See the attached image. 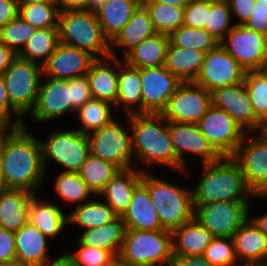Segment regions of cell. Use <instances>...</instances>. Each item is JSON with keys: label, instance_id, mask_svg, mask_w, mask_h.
<instances>
[{"label": "cell", "instance_id": "6da1fadb", "mask_svg": "<svg viewBox=\"0 0 267 266\" xmlns=\"http://www.w3.org/2000/svg\"><path fill=\"white\" fill-rule=\"evenodd\" d=\"M40 142L25 124L5 138L1 175L5 189H24L35 195L45 173Z\"/></svg>", "mask_w": 267, "mask_h": 266}, {"label": "cell", "instance_id": "7a4b0ae2", "mask_svg": "<svg viewBox=\"0 0 267 266\" xmlns=\"http://www.w3.org/2000/svg\"><path fill=\"white\" fill-rule=\"evenodd\" d=\"M129 128L132 129L133 156L147 167L162 165L179 171V162L175 155L168 133V121L161 114L127 115Z\"/></svg>", "mask_w": 267, "mask_h": 266}, {"label": "cell", "instance_id": "3957f363", "mask_svg": "<svg viewBox=\"0 0 267 266\" xmlns=\"http://www.w3.org/2000/svg\"><path fill=\"white\" fill-rule=\"evenodd\" d=\"M204 173L192 189L193 205L218 201H250L253 194L248 190L239 165L231 156L203 164Z\"/></svg>", "mask_w": 267, "mask_h": 266}, {"label": "cell", "instance_id": "277c9868", "mask_svg": "<svg viewBox=\"0 0 267 266\" xmlns=\"http://www.w3.org/2000/svg\"><path fill=\"white\" fill-rule=\"evenodd\" d=\"M59 43L90 52L96 58L111 56L110 42L105 37L96 13L89 10L60 11Z\"/></svg>", "mask_w": 267, "mask_h": 266}, {"label": "cell", "instance_id": "5b68a950", "mask_svg": "<svg viewBox=\"0 0 267 266\" xmlns=\"http://www.w3.org/2000/svg\"><path fill=\"white\" fill-rule=\"evenodd\" d=\"M142 183L148 188L163 229L173 232L194 218L192 190L166 182L146 170L142 172Z\"/></svg>", "mask_w": 267, "mask_h": 266}, {"label": "cell", "instance_id": "8992f818", "mask_svg": "<svg viewBox=\"0 0 267 266\" xmlns=\"http://www.w3.org/2000/svg\"><path fill=\"white\" fill-rule=\"evenodd\" d=\"M118 258L138 266H171L172 232L126 229Z\"/></svg>", "mask_w": 267, "mask_h": 266}, {"label": "cell", "instance_id": "52a82bcc", "mask_svg": "<svg viewBox=\"0 0 267 266\" xmlns=\"http://www.w3.org/2000/svg\"><path fill=\"white\" fill-rule=\"evenodd\" d=\"M41 76L42 65L18 56L2 74L10 105L23 119L35 106Z\"/></svg>", "mask_w": 267, "mask_h": 266}, {"label": "cell", "instance_id": "ba28073f", "mask_svg": "<svg viewBox=\"0 0 267 266\" xmlns=\"http://www.w3.org/2000/svg\"><path fill=\"white\" fill-rule=\"evenodd\" d=\"M44 168L51 159L65 168L64 171L78 172L86 158L90 155L87 134L79 130L54 131L49 139L40 142Z\"/></svg>", "mask_w": 267, "mask_h": 266}, {"label": "cell", "instance_id": "9c48e42d", "mask_svg": "<svg viewBox=\"0 0 267 266\" xmlns=\"http://www.w3.org/2000/svg\"><path fill=\"white\" fill-rule=\"evenodd\" d=\"M248 134L251 132L245 134L231 157L239 165L253 196L267 198V138L259 132V135L250 139Z\"/></svg>", "mask_w": 267, "mask_h": 266}, {"label": "cell", "instance_id": "30bf717a", "mask_svg": "<svg viewBox=\"0 0 267 266\" xmlns=\"http://www.w3.org/2000/svg\"><path fill=\"white\" fill-rule=\"evenodd\" d=\"M115 119L101 129L87 134L90 154L111 162L120 169L134 167L132 133ZM133 159V160H132Z\"/></svg>", "mask_w": 267, "mask_h": 266}, {"label": "cell", "instance_id": "8fae6325", "mask_svg": "<svg viewBox=\"0 0 267 266\" xmlns=\"http://www.w3.org/2000/svg\"><path fill=\"white\" fill-rule=\"evenodd\" d=\"M250 201L194 205V218L214 237H230L248 220Z\"/></svg>", "mask_w": 267, "mask_h": 266}, {"label": "cell", "instance_id": "7c38bea8", "mask_svg": "<svg viewBox=\"0 0 267 266\" xmlns=\"http://www.w3.org/2000/svg\"><path fill=\"white\" fill-rule=\"evenodd\" d=\"M246 71L267 69V36L234 25L219 43Z\"/></svg>", "mask_w": 267, "mask_h": 266}, {"label": "cell", "instance_id": "4fadbf2b", "mask_svg": "<svg viewBox=\"0 0 267 266\" xmlns=\"http://www.w3.org/2000/svg\"><path fill=\"white\" fill-rule=\"evenodd\" d=\"M246 70L218 44L205 53L200 72L194 83L210 93L215 89L243 82Z\"/></svg>", "mask_w": 267, "mask_h": 266}, {"label": "cell", "instance_id": "5bb4252c", "mask_svg": "<svg viewBox=\"0 0 267 266\" xmlns=\"http://www.w3.org/2000/svg\"><path fill=\"white\" fill-rule=\"evenodd\" d=\"M211 105L209 91L194 82H182L161 115L168 122L197 124Z\"/></svg>", "mask_w": 267, "mask_h": 266}, {"label": "cell", "instance_id": "9a60e30c", "mask_svg": "<svg viewBox=\"0 0 267 266\" xmlns=\"http://www.w3.org/2000/svg\"><path fill=\"white\" fill-rule=\"evenodd\" d=\"M202 134L222 156H232L246 132L225 111L211 105L197 123Z\"/></svg>", "mask_w": 267, "mask_h": 266}, {"label": "cell", "instance_id": "2e32d148", "mask_svg": "<svg viewBox=\"0 0 267 266\" xmlns=\"http://www.w3.org/2000/svg\"><path fill=\"white\" fill-rule=\"evenodd\" d=\"M168 133L181 172L186 171L184 152L201 157L202 164L218 161L222 157L202 134L198 124L168 122Z\"/></svg>", "mask_w": 267, "mask_h": 266}, {"label": "cell", "instance_id": "e0dca14e", "mask_svg": "<svg viewBox=\"0 0 267 266\" xmlns=\"http://www.w3.org/2000/svg\"><path fill=\"white\" fill-rule=\"evenodd\" d=\"M142 114H161L182 83L164 66L141 68Z\"/></svg>", "mask_w": 267, "mask_h": 266}, {"label": "cell", "instance_id": "ac0fdd59", "mask_svg": "<svg viewBox=\"0 0 267 266\" xmlns=\"http://www.w3.org/2000/svg\"><path fill=\"white\" fill-rule=\"evenodd\" d=\"M212 105L225 111L247 133L260 131L262 123L256 118L244 82L221 87L211 92Z\"/></svg>", "mask_w": 267, "mask_h": 266}, {"label": "cell", "instance_id": "d6986e66", "mask_svg": "<svg viewBox=\"0 0 267 266\" xmlns=\"http://www.w3.org/2000/svg\"><path fill=\"white\" fill-rule=\"evenodd\" d=\"M40 82L35 106L29 116L37 122L61 118L72 112V94L69 79L48 78Z\"/></svg>", "mask_w": 267, "mask_h": 266}, {"label": "cell", "instance_id": "ffe728a7", "mask_svg": "<svg viewBox=\"0 0 267 266\" xmlns=\"http://www.w3.org/2000/svg\"><path fill=\"white\" fill-rule=\"evenodd\" d=\"M97 58L90 52L59 43L42 65L43 75L53 79H72L86 75Z\"/></svg>", "mask_w": 267, "mask_h": 266}, {"label": "cell", "instance_id": "44dd1931", "mask_svg": "<svg viewBox=\"0 0 267 266\" xmlns=\"http://www.w3.org/2000/svg\"><path fill=\"white\" fill-rule=\"evenodd\" d=\"M232 239L235 257L241 266H267V236L254 225L250 216Z\"/></svg>", "mask_w": 267, "mask_h": 266}, {"label": "cell", "instance_id": "7402d4cb", "mask_svg": "<svg viewBox=\"0 0 267 266\" xmlns=\"http://www.w3.org/2000/svg\"><path fill=\"white\" fill-rule=\"evenodd\" d=\"M144 170L138 168L136 171L134 167L120 169L98 194L105 198L118 216H122L130 205L134 189L142 182Z\"/></svg>", "mask_w": 267, "mask_h": 266}, {"label": "cell", "instance_id": "603a6c76", "mask_svg": "<svg viewBox=\"0 0 267 266\" xmlns=\"http://www.w3.org/2000/svg\"><path fill=\"white\" fill-rule=\"evenodd\" d=\"M121 218L126 229L148 231L163 229L148 188L142 182L134 189L130 205Z\"/></svg>", "mask_w": 267, "mask_h": 266}, {"label": "cell", "instance_id": "cb8c5ba5", "mask_svg": "<svg viewBox=\"0 0 267 266\" xmlns=\"http://www.w3.org/2000/svg\"><path fill=\"white\" fill-rule=\"evenodd\" d=\"M115 64L117 57L97 58L86 74L92 98L108 102L113 106L116 104L118 93V70L113 68Z\"/></svg>", "mask_w": 267, "mask_h": 266}, {"label": "cell", "instance_id": "d4e9b609", "mask_svg": "<svg viewBox=\"0 0 267 266\" xmlns=\"http://www.w3.org/2000/svg\"><path fill=\"white\" fill-rule=\"evenodd\" d=\"M15 234L16 258L26 266H41L48 260V237L27 222Z\"/></svg>", "mask_w": 267, "mask_h": 266}, {"label": "cell", "instance_id": "484cf974", "mask_svg": "<svg viewBox=\"0 0 267 266\" xmlns=\"http://www.w3.org/2000/svg\"><path fill=\"white\" fill-rule=\"evenodd\" d=\"M214 236L195 218L172 232L173 256H202Z\"/></svg>", "mask_w": 267, "mask_h": 266}, {"label": "cell", "instance_id": "4316f807", "mask_svg": "<svg viewBox=\"0 0 267 266\" xmlns=\"http://www.w3.org/2000/svg\"><path fill=\"white\" fill-rule=\"evenodd\" d=\"M169 44V35L157 32L129 50L122 60L139 69L164 66Z\"/></svg>", "mask_w": 267, "mask_h": 266}, {"label": "cell", "instance_id": "83f0119b", "mask_svg": "<svg viewBox=\"0 0 267 266\" xmlns=\"http://www.w3.org/2000/svg\"><path fill=\"white\" fill-rule=\"evenodd\" d=\"M118 69V93L114 107L120 108L122 105L126 115L142 114V84L140 69L127 65L117 57ZM120 104V105H119ZM139 105L138 109L134 106Z\"/></svg>", "mask_w": 267, "mask_h": 266}, {"label": "cell", "instance_id": "f1b7e54d", "mask_svg": "<svg viewBox=\"0 0 267 266\" xmlns=\"http://www.w3.org/2000/svg\"><path fill=\"white\" fill-rule=\"evenodd\" d=\"M33 193L24 189H4L0 193V225L16 232L28 222V208Z\"/></svg>", "mask_w": 267, "mask_h": 266}, {"label": "cell", "instance_id": "f546056e", "mask_svg": "<svg viewBox=\"0 0 267 266\" xmlns=\"http://www.w3.org/2000/svg\"><path fill=\"white\" fill-rule=\"evenodd\" d=\"M28 222L49 238L57 236L68 224V215L52 202L31 198L28 208Z\"/></svg>", "mask_w": 267, "mask_h": 266}, {"label": "cell", "instance_id": "4dcf8cb0", "mask_svg": "<svg viewBox=\"0 0 267 266\" xmlns=\"http://www.w3.org/2000/svg\"><path fill=\"white\" fill-rule=\"evenodd\" d=\"M154 29L150 16L146 8L141 4L133 13L129 22L117 34V36L110 42L111 56L117 57L112 47H120L122 49V56L129 50L144 41L146 38L154 35ZM114 45V46H113Z\"/></svg>", "mask_w": 267, "mask_h": 266}, {"label": "cell", "instance_id": "1f68e13d", "mask_svg": "<svg viewBox=\"0 0 267 266\" xmlns=\"http://www.w3.org/2000/svg\"><path fill=\"white\" fill-rule=\"evenodd\" d=\"M142 0H108L97 12L105 37L111 42L129 22Z\"/></svg>", "mask_w": 267, "mask_h": 266}, {"label": "cell", "instance_id": "d6a6232c", "mask_svg": "<svg viewBox=\"0 0 267 266\" xmlns=\"http://www.w3.org/2000/svg\"><path fill=\"white\" fill-rule=\"evenodd\" d=\"M126 227L118 216L114 221L102 226L82 231L77 240L84 246L109 250L118 257L123 245Z\"/></svg>", "mask_w": 267, "mask_h": 266}, {"label": "cell", "instance_id": "836d02e7", "mask_svg": "<svg viewBox=\"0 0 267 266\" xmlns=\"http://www.w3.org/2000/svg\"><path fill=\"white\" fill-rule=\"evenodd\" d=\"M205 52L192 48H180L169 44L164 67L181 82H194L198 76Z\"/></svg>", "mask_w": 267, "mask_h": 266}, {"label": "cell", "instance_id": "e575fe53", "mask_svg": "<svg viewBox=\"0 0 267 266\" xmlns=\"http://www.w3.org/2000/svg\"><path fill=\"white\" fill-rule=\"evenodd\" d=\"M67 215L68 224H76L85 230L110 223L118 217L105 201L99 199L86 201Z\"/></svg>", "mask_w": 267, "mask_h": 266}, {"label": "cell", "instance_id": "d590c367", "mask_svg": "<svg viewBox=\"0 0 267 266\" xmlns=\"http://www.w3.org/2000/svg\"><path fill=\"white\" fill-rule=\"evenodd\" d=\"M59 44L58 27L37 28L26 42L18 57L43 65ZM39 58L41 59L38 62Z\"/></svg>", "mask_w": 267, "mask_h": 266}, {"label": "cell", "instance_id": "8d00e7d4", "mask_svg": "<svg viewBox=\"0 0 267 266\" xmlns=\"http://www.w3.org/2000/svg\"><path fill=\"white\" fill-rule=\"evenodd\" d=\"M119 170L120 168L115 164L90 154L82 164L78 174L96 196Z\"/></svg>", "mask_w": 267, "mask_h": 266}, {"label": "cell", "instance_id": "74e56055", "mask_svg": "<svg viewBox=\"0 0 267 266\" xmlns=\"http://www.w3.org/2000/svg\"><path fill=\"white\" fill-rule=\"evenodd\" d=\"M142 5L148 11L156 32L170 35L183 26L184 7L146 0H142Z\"/></svg>", "mask_w": 267, "mask_h": 266}, {"label": "cell", "instance_id": "f35d334b", "mask_svg": "<svg viewBox=\"0 0 267 266\" xmlns=\"http://www.w3.org/2000/svg\"><path fill=\"white\" fill-rule=\"evenodd\" d=\"M111 105L108 102L93 98L87 101L76 111L81 125H83L77 130L83 134H89L110 124L115 119L111 114Z\"/></svg>", "mask_w": 267, "mask_h": 266}, {"label": "cell", "instance_id": "ab89813d", "mask_svg": "<svg viewBox=\"0 0 267 266\" xmlns=\"http://www.w3.org/2000/svg\"><path fill=\"white\" fill-rule=\"evenodd\" d=\"M243 82L248 91L255 116L263 124L267 121V69L246 71Z\"/></svg>", "mask_w": 267, "mask_h": 266}, {"label": "cell", "instance_id": "60d3db41", "mask_svg": "<svg viewBox=\"0 0 267 266\" xmlns=\"http://www.w3.org/2000/svg\"><path fill=\"white\" fill-rule=\"evenodd\" d=\"M55 192L69 204H75L77 202L76 206L83 204L84 201H89L87 197L93 194L78 172L68 171H63L57 177Z\"/></svg>", "mask_w": 267, "mask_h": 266}, {"label": "cell", "instance_id": "b9f144b4", "mask_svg": "<svg viewBox=\"0 0 267 266\" xmlns=\"http://www.w3.org/2000/svg\"><path fill=\"white\" fill-rule=\"evenodd\" d=\"M59 12L55 0L18 6V15L36 28L58 27Z\"/></svg>", "mask_w": 267, "mask_h": 266}, {"label": "cell", "instance_id": "7bdbcfd3", "mask_svg": "<svg viewBox=\"0 0 267 266\" xmlns=\"http://www.w3.org/2000/svg\"><path fill=\"white\" fill-rule=\"evenodd\" d=\"M170 42L180 48H192L207 53L215 48L219 42L206 29L182 26L170 35Z\"/></svg>", "mask_w": 267, "mask_h": 266}, {"label": "cell", "instance_id": "ee69618b", "mask_svg": "<svg viewBox=\"0 0 267 266\" xmlns=\"http://www.w3.org/2000/svg\"><path fill=\"white\" fill-rule=\"evenodd\" d=\"M37 28L25 22L19 15L0 27V41L18 54Z\"/></svg>", "mask_w": 267, "mask_h": 266}, {"label": "cell", "instance_id": "f6af8a7d", "mask_svg": "<svg viewBox=\"0 0 267 266\" xmlns=\"http://www.w3.org/2000/svg\"><path fill=\"white\" fill-rule=\"evenodd\" d=\"M231 21L232 17L228 2L226 0H210V12H208L205 29L219 43L234 26Z\"/></svg>", "mask_w": 267, "mask_h": 266}, {"label": "cell", "instance_id": "bcb514c9", "mask_svg": "<svg viewBox=\"0 0 267 266\" xmlns=\"http://www.w3.org/2000/svg\"><path fill=\"white\" fill-rule=\"evenodd\" d=\"M202 257L214 266H241L235 257L234 243L230 237H214Z\"/></svg>", "mask_w": 267, "mask_h": 266}, {"label": "cell", "instance_id": "7dc6e473", "mask_svg": "<svg viewBox=\"0 0 267 266\" xmlns=\"http://www.w3.org/2000/svg\"><path fill=\"white\" fill-rule=\"evenodd\" d=\"M78 245L75 252H69L76 266H101L109 264L115 256L109 251L82 245L77 239Z\"/></svg>", "mask_w": 267, "mask_h": 266}, {"label": "cell", "instance_id": "c3c4849f", "mask_svg": "<svg viewBox=\"0 0 267 266\" xmlns=\"http://www.w3.org/2000/svg\"><path fill=\"white\" fill-rule=\"evenodd\" d=\"M210 12V0H192L184 8L183 26L205 29Z\"/></svg>", "mask_w": 267, "mask_h": 266}, {"label": "cell", "instance_id": "681fc988", "mask_svg": "<svg viewBox=\"0 0 267 266\" xmlns=\"http://www.w3.org/2000/svg\"><path fill=\"white\" fill-rule=\"evenodd\" d=\"M72 94V112H76L87 101L92 99L89 80L86 75L69 79Z\"/></svg>", "mask_w": 267, "mask_h": 266}, {"label": "cell", "instance_id": "f907efd6", "mask_svg": "<svg viewBox=\"0 0 267 266\" xmlns=\"http://www.w3.org/2000/svg\"><path fill=\"white\" fill-rule=\"evenodd\" d=\"M11 115L15 118L11 119ZM0 122L9 124L14 129L25 124L23 118L10 105L2 75H0Z\"/></svg>", "mask_w": 267, "mask_h": 266}, {"label": "cell", "instance_id": "816d5d0a", "mask_svg": "<svg viewBox=\"0 0 267 266\" xmlns=\"http://www.w3.org/2000/svg\"><path fill=\"white\" fill-rule=\"evenodd\" d=\"M243 26L267 36V5L255 2L251 17Z\"/></svg>", "mask_w": 267, "mask_h": 266}, {"label": "cell", "instance_id": "f5cc1de1", "mask_svg": "<svg viewBox=\"0 0 267 266\" xmlns=\"http://www.w3.org/2000/svg\"><path fill=\"white\" fill-rule=\"evenodd\" d=\"M226 1L228 2L231 11V16L236 15L239 18L238 23L236 22L234 23V25L237 24L243 25V23L251 17L255 5V0H226Z\"/></svg>", "mask_w": 267, "mask_h": 266}, {"label": "cell", "instance_id": "db71d44e", "mask_svg": "<svg viewBox=\"0 0 267 266\" xmlns=\"http://www.w3.org/2000/svg\"><path fill=\"white\" fill-rule=\"evenodd\" d=\"M16 258L15 234L0 225V262Z\"/></svg>", "mask_w": 267, "mask_h": 266}, {"label": "cell", "instance_id": "11a10c76", "mask_svg": "<svg viewBox=\"0 0 267 266\" xmlns=\"http://www.w3.org/2000/svg\"><path fill=\"white\" fill-rule=\"evenodd\" d=\"M17 15L16 0H0V27L12 21Z\"/></svg>", "mask_w": 267, "mask_h": 266}, {"label": "cell", "instance_id": "9f6ffc18", "mask_svg": "<svg viewBox=\"0 0 267 266\" xmlns=\"http://www.w3.org/2000/svg\"><path fill=\"white\" fill-rule=\"evenodd\" d=\"M171 266H214L202 256H173Z\"/></svg>", "mask_w": 267, "mask_h": 266}, {"label": "cell", "instance_id": "6f0895ef", "mask_svg": "<svg viewBox=\"0 0 267 266\" xmlns=\"http://www.w3.org/2000/svg\"><path fill=\"white\" fill-rule=\"evenodd\" d=\"M17 54L0 41V75H2Z\"/></svg>", "mask_w": 267, "mask_h": 266}, {"label": "cell", "instance_id": "680465c9", "mask_svg": "<svg viewBox=\"0 0 267 266\" xmlns=\"http://www.w3.org/2000/svg\"><path fill=\"white\" fill-rule=\"evenodd\" d=\"M59 11L66 10H85L87 0H55Z\"/></svg>", "mask_w": 267, "mask_h": 266}, {"label": "cell", "instance_id": "91938a15", "mask_svg": "<svg viewBox=\"0 0 267 266\" xmlns=\"http://www.w3.org/2000/svg\"><path fill=\"white\" fill-rule=\"evenodd\" d=\"M67 251V252H66ZM41 266H76L72 256L69 254L68 250H64L63 254L55 258V260L49 259Z\"/></svg>", "mask_w": 267, "mask_h": 266}, {"label": "cell", "instance_id": "94428289", "mask_svg": "<svg viewBox=\"0 0 267 266\" xmlns=\"http://www.w3.org/2000/svg\"><path fill=\"white\" fill-rule=\"evenodd\" d=\"M254 225L267 236V213L250 219Z\"/></svg>", "mask_w": 267, "mask_h": 266}, {"label": "cell", "instance_id": "6125c7cd", "mask_svg": "<svg viewBox=\"0 0 267 266\" xmlns=\"http://www.w3.org/2000/svg\"><path fill=\"white\" fill-rule=\"evenodd\" d=\"M108 0H87L85 10L96 13Z\"/></svg>", "mask_w": 267, "mask_h": 266}, {"label": "cell", "instance_id": "be15d7a7", "mask_svg": "<svg viewBox=\"0 0 267 266\" xmlns=\"http://www.w3.org/2000/svg\"><path fill=\"white\" fill-rule=\"evenodd\" d=\"M147 2H159L178 7H186L192 0H146Z\"/></svg>", "mask_w": 267, "mask_h": 266}, {"label": "cell", "instance_id": "e7e4bbea", "mask_svg": "<svg viewBox=\"0 0 267 266\" xmlns=\"http://www.w3.org/2000/svg\"><path fill=\"white\" fill-rule=\"evenodd\" d=\"M13 129L14 128L11 125L0 122V147L3 145L5 138Z\"/></svg>", "mask_w": 267, "mask_h": 266}, {"label": "cell", "instance_id": "03108f58", "mask_svg": "<svg viewBox=\"0 0 267 266\" xmlns=\"http://www.w3.org/2000/svg\"><path fill=\"white\" fill-rule=\"evenodd\" d=\"M0 266H26V265L23 264L17 258H15V259H12V260L0 262Z\"/></svg>", "mask_w": 267, "mask_h": 266}, {"label": "cell", "instance_id": "003e7915", "mask_svg": "<svg viewBox=\"0 0 267 266\" xmlns=\"http://www.w3.org/2000/svg\"><path fill=\"white\" fill-rule=\"evenodd\" d=\"M45 1H52V0H16L17 6H26L36 3H42Z\"/></svg>", "mask_w": 267, "mask_h": 266}, {"label": "cell", "instance_id": "a7ac6f4b", "mask_svg": "<svg viewBox=\"0 0 267 266\" xmlns=\"http://www.w3.org/2000/svg\"><path fill=\"white\" fill-rule=\"evenodd\" d=\"M114 266H138L130 263H126L122 260H120L118 257L114 258Z\"/></svg>", "mask_w": 267, "mask_h": 266}, {"label": "cell", "instance_id": "89a4df30", "mask_svg": "<svg viewBox=\"0 0 267 266\" xmlns=\"http://www.w3.org/2000/svg\"><path fill=\"white\" fill-rule=\"evenodd\" d=\"M2 167H3V145L0 147V179L2 175Z\"/></svg>", "mask_w": 267, "mask_h": 266}, {"label": "cell", "instance_id": "2644e50d", "mask_svg": "<svg viewBox=\"0 0 267 266\" xmlns=\"http://www.w3.org/2000/svg\"><path fill=\"white\" fill-rule=\"evenodd\" d=\"M260 133L267 138V121L262 124Z\"/></svg>", "mask_w": 267, "mask_h": 266}, {"label": "cell", "instance_id": "8c879c8a", "mask_svg": "<svg viewBox=\"0 0 267 266\" xmlns=\"http://www.w3.org/2000/svg\"><path fill=\"white\" fill-rule=\"evenodd\" d=\"M255 2H259V4L267 5V0H255Z\"/></svg>", "mask_w": 267, "mask_h": 266}, {"label": "cell", "instance_id": "753ad0ef", "mask_svg": "<svg viewBox=\"0 0 267 266\" xmlns=\"http://www.w3.org/2000/svg\"><path fill=\"white\" fill-rule=\"evenodd\" d=\"M101 266H114V259L109 264H104V265H101Z\"/></svg>", "mask_w": 267, "mask_h": 266}, {"label": "cell", "instance_id": "34e18365", "mask_svg": "<svg viewBox=\"0 0 267 266\" xmlns=\"http://www.w3.org/2000/svg\"><path fill=\"white\" fill-rule=\"evenodd\" d=\"M5 188L3 187V184L1 182V179H0V193L4 190Z\"/></svg>", "mask_w": 267, "mask_h": 266}]
</instances>
